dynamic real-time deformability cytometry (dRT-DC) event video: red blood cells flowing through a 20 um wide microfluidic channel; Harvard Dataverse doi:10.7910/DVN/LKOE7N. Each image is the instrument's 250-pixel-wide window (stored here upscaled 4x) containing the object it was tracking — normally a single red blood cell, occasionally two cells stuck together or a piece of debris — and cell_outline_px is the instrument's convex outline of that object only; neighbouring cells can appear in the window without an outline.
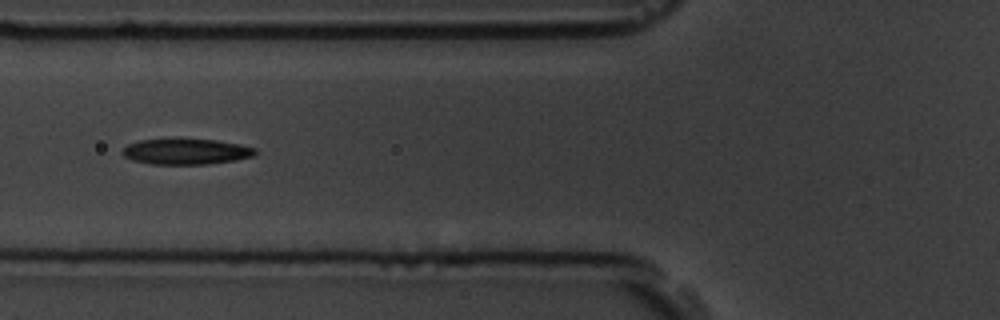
{"species": "common noctule bat (a hibernating species)", "species_latin": "Nyctalus noctula", "temperature_condition": "room temperature", "stored_images_in_passage": 8, "camera_frame_rate_fps": 3000, "um_per_image_px": 0.085, "animal": {"sex": "male", "body_mass_g": 19.5, "forearm_length_mm": 54.6}, "frame": {"image": 1, "passage_image": 5, "time_ms": 5.333, "image_size_px": [1000, 320], "cell_outline_px": [[256, 152], [252, 156], [236, 160], [204, 164], [152, 164], [132, 160], [124, 156], [120, 152], [128, 144], [140, 140], [216, 140], [240, 144], [256, 148]], "centroid_in_image_um": [15.81, 12.89], "position_along_channel_um": 110.0, "area_um2": 19.54}}
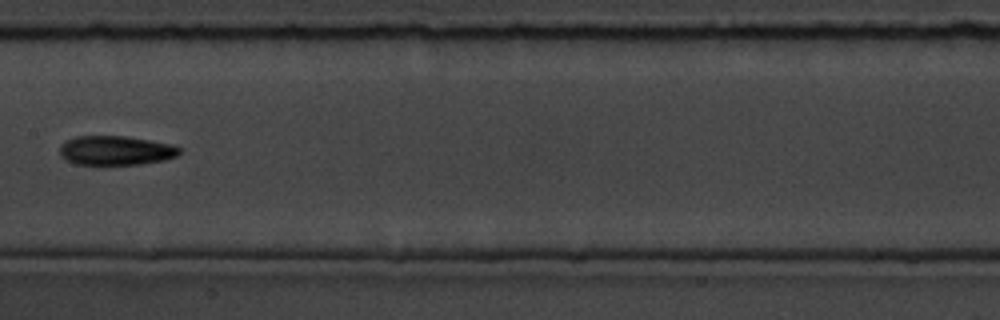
{"frame": {"image": 2, "passage_image": 7, "time_ms": 7.667, "image_size_px": [1000, 320], "cell_outline_px": [[180, 152], [176, 156], [164, 160], [140, 164], [104, 168], [76, 164], [64, 160], [60, 156], [60, 144], [76, 136], [124, 136], [172, 144], [180, 148]], "centroid_in_image_um": [9.78, 12.84], "position_along_channel_um": 197.6, "area_um2": 21.27}}
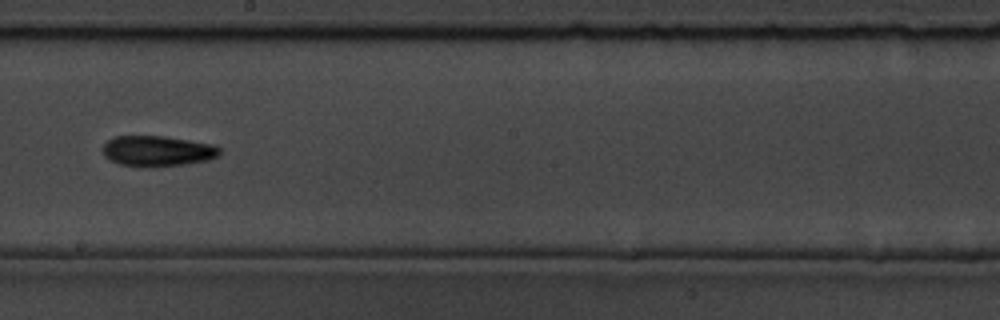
{"frame": {"image": 3, "passage_image": 8, "time_ms": 8.667, "image_size_px": [1000, 320], "cell_outline_px": [[220, 156], [208, 160], [184, 164], [152, 168], [120, 164], [108, 160], [104, 156], [104, 144], [108, 140], [116, 136], [164, 136], [212, 144], [220, 148]], "centroid_in_image_um": [13.39, 12.85], "position_along_channel_um": 234.8, "area_um2": 20.92}}